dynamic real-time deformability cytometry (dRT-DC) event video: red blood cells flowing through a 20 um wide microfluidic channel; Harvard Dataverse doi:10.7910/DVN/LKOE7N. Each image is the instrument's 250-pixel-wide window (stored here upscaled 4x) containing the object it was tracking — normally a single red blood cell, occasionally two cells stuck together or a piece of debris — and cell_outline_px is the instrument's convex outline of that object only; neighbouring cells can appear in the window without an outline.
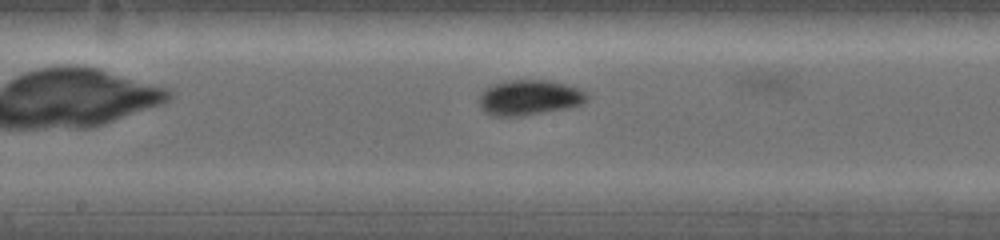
{"species": "common noctule bat (a hibernating species)", "species_latin": "Nyctalus noctula", "temperature_condition": "warm", "stored_images_in_passage": 20, "camera_frame_rate_fps": 5000, "um_per_image_px": 0.085, "animal": {"sex": "female", "body_mass_g": 19.0, "forearm_length_mm": 53.3}, "frame": {"image": 1, "passage_image": 7, "time_ms": 2.0, "image_size_px": [1000, 240], "cell_outline_px": [[584, 100], [576, 104], [564, 108], [520, 116], [492, 116], [484, 112], [480, 108], [480, 96], [488, 88], [496, 84], [512, 80], [544, 80], [576, 88], [584, 96]], "centroid_in_image_um": [44.85, 8.31], "position_along_channel_um": 203.3, "area_um2": 20.92}}
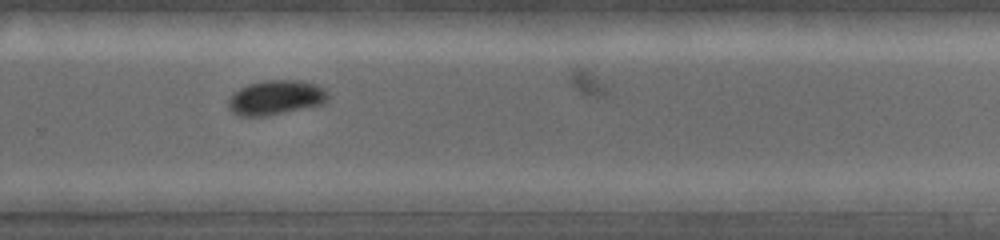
{"frame": {"image": 2, "passage_image": 15, "time_ms": 3.6, "image_size_px": [1000, 240], "cell_outline_px": [[328, 96], [320, 104], [260, 116], [240, 116], [232, 112], [228, 104], [228, 100], [240, 88], [248, 84], [264, 80], [300, 80], [312, 84], [320, 88]], "centroid_in_image_um": [23.35, 8.27], "position_along_channel_um": 306.4, "area_um2": 19.13}}
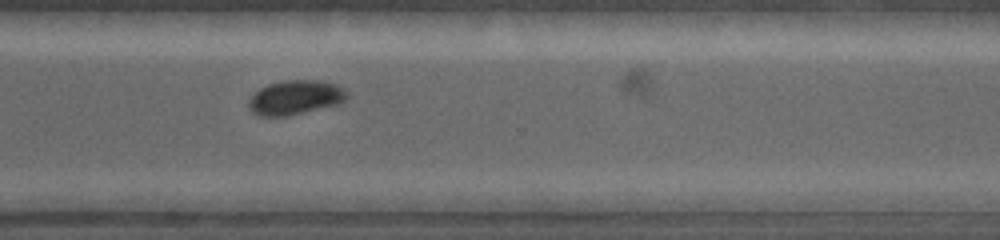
{"frame": {"image": 3, "passage_image": 17, "time_ms": 4.2, "image_size_px": [1000, 240], "cell_outline_px": [[348, 96], [344, 100], [336, 104], [284, 116], [260, 116], [252, 112], [248, 104], [248, 100], [260, 88], [268, 84], [284, 80], [320, 80], [336, 84]], "centroid_in_image_um": [25.05, 8.27], "position_along_channel_um": 345.6, "area_um2": 19.19}}